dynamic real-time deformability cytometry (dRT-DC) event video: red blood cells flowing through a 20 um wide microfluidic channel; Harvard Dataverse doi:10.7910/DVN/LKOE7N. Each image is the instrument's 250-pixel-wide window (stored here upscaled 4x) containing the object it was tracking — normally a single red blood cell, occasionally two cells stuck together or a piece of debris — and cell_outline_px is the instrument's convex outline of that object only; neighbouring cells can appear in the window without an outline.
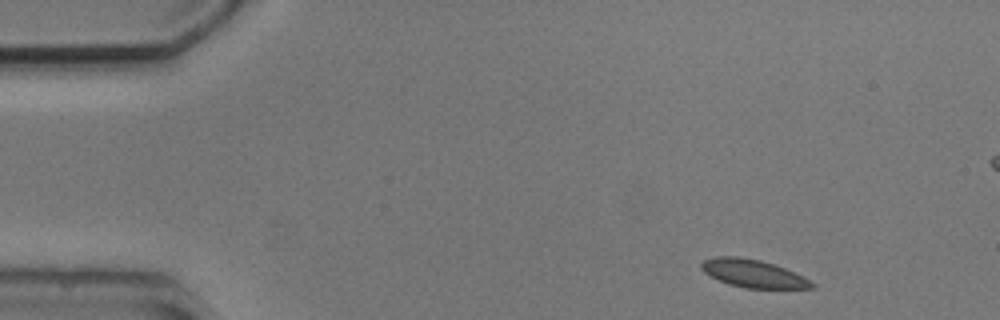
{"species": "common noctule bat (a hibernating species)", "species_latin": "Nyctalus noctula", "temperature_condition": "cold", "stored_images_in_passage": 5, "camera_frame_rate_fps": 3000, "um_per_image_px": 0.085, "animal": {"sex": "male", "body_mass_g": 20.5, "forearm_length_mm": 52.5}, "frame": {"image": 1, "passage_image": 1, "time_ms": 0.0, "image_size_px": [1000, 320], "cell_outline_px": [[816, 288], [744, 288], [728, 284], [704, 272], [700, 268], [700, 264], [704, 260], [716, 256], [736, 256], [760, 260], [784, 268], [816, 284]], "centroid_in_image_um": [63.98, 23.25], "position_along_channel_um": 21.0, "area_um2": 17.63}}